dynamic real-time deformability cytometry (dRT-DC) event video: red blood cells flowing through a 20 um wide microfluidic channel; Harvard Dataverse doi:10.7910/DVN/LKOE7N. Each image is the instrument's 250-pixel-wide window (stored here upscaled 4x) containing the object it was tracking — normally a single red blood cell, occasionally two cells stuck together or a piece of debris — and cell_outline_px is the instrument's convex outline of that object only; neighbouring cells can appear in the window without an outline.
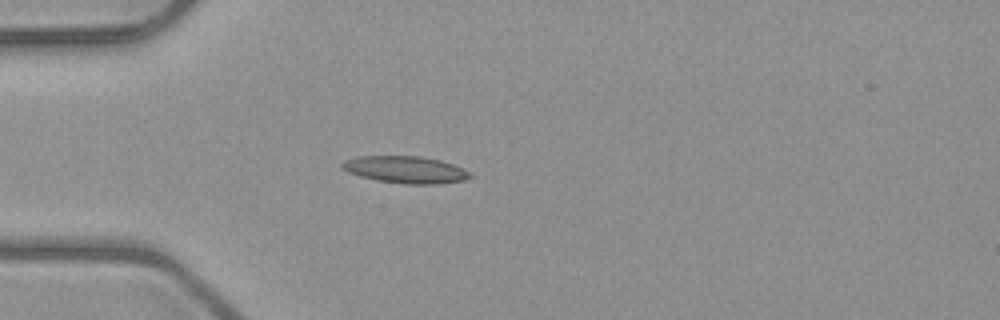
{"species": "common noctule bat (a hibernating species)", "species_latin": "Nyctalus noctula", "temperature_condition": "room temperature", "stored_images_in_passage": 52, "camera_frame_rate_fps": 3000, "um_per_image_px": 0.085, "animal": {"sex": "male", "body_mass_g": 23.1, "forearm_length_mm": 52.7}, "frame": {"image": 1, "passage_image": 15, "time_ms": 4.667, "image_size_px": [1000, 320], "cell_outline_px": [[472, 176], [464, 180], [440, 184], [404, 184], [376, 180], [360, 176], [348, 172], [340, 168], [340, 164], [344, 160], [360, 156], [420, 156], [440, 160], [464, 168]], "centroid_in_image_um": [34.44, 14.42], "position_along_channel_um": 50.6, "area_um2": 20.23}}
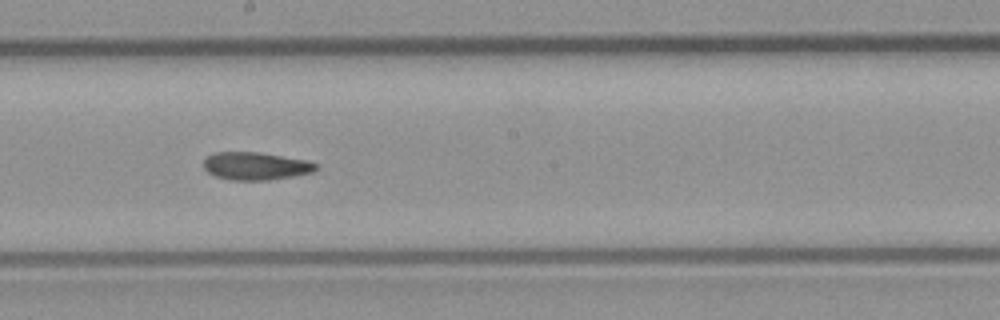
{"frame": {"image": 2, "passage_image": 29, "time_ms": 9.333, "image_size_px": [1000, 320], "cell_outline_px": [[316, 168], [312, 172], [292, 176], [268, 180], [232, 180], [216, 176], [208, 172], [204, 168], [204, 160], [208, 156], [216, 152], [256, 152], [304, 160], [316, 164]], "centroid_in_image_um": [21.68, 14.12], "position_along_channel_um": 226.5, "area_um2": 17.74}}
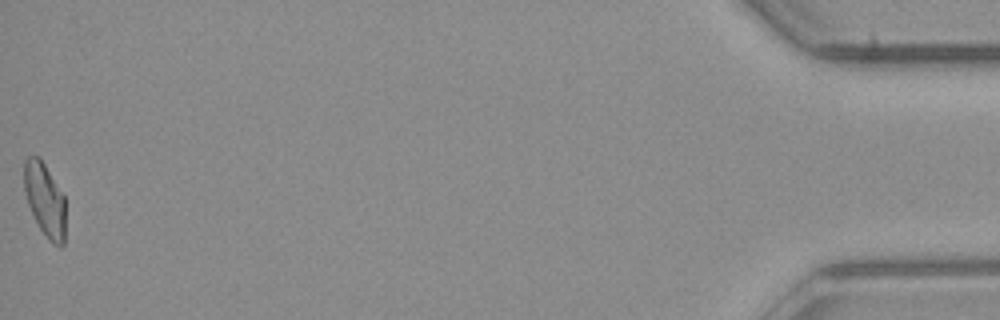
{"frame": {"image": 3, "passage_image": 52, "time_ms": 17.0, "image_size_px": [1000, 320], "cell_outline_px": [[64, 244], [60, 248], [52, 244], [40, 228], [28, 204], [24, 192], [24, 160], [28, 156], [40, 156], [64, 196]], "centroid_in_image_um": [3.8, 16.96], "position_along_channel_um": 431.4, "area_um2": 17.63}, "authors_computed_cell_mechanics": {"area_um2": 18.5249, "velocity_mm_per_s": 4.0204, "shape_relaxation_time_tau1_ms": 10.3411, "shape_relaxation_time_tau2_ms": 5.8103, "deformation_change_tau1": 0.2318, "deformation_change_tau2": 0.1181}}